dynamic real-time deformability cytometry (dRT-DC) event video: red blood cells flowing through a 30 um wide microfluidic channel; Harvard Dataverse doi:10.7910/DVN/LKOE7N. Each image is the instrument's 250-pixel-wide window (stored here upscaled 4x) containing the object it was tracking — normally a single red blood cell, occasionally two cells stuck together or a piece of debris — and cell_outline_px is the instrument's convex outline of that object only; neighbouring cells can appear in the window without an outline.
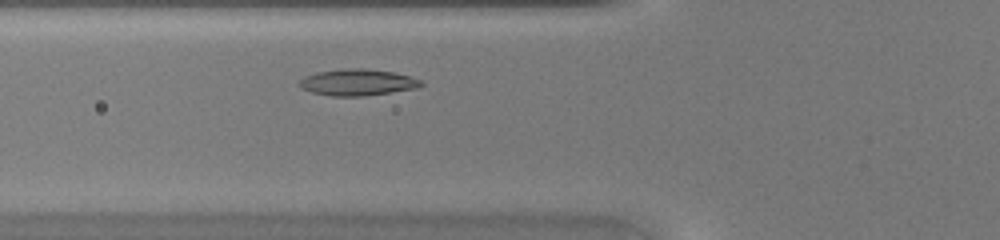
{"species": "common noctule bat (a hibernating species)", "species_latin": "Nyctalus noctula", "temperature_condition": "warm", "stored_images_in_passage": 27, "camera_frame_rate_fps": 3000, "um_per_image_px": 0.085, "animal": {"sex": "female", "body_mass_g": 20.0, "forearm_length_mm": 54.0}, "frame": {"image": 1, "passage_image": 5, "time_ms": 1.333, "image_size_px": [1000, 240], "cell_outline_px": [[424, 84], [416, 88], [364, 96], [332, 96], [312, 92], [300, 88], [296, 84], [304, 76], [316, 72], [344, 68], [364, 68], [392, 72], [408, 76], [420, 80]], "centroid_in_image_um": [30.32, 6.99], "position_along_channel_um": 95.5, "area_um2": 18.73}}
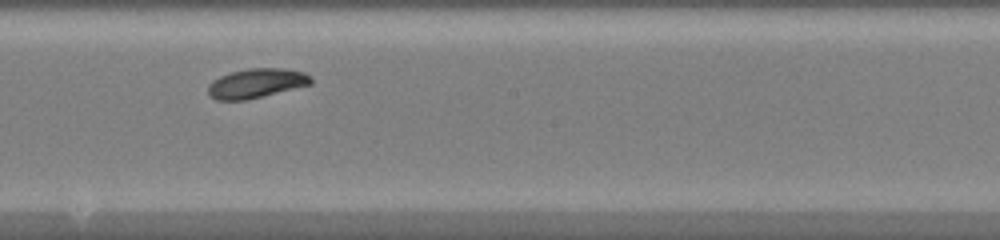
{"frame": {"image": 2, "passage_image": 14, "time_ms": 4.333, "image_size_px": [1000, 240], "cell_outline_px": [[312, 84], [248, 100], [216, 100], [208, 92], [208, 84], [212, 80], [220, 76], [232, 72], [248, 68], [284, 68], [304, 72], [312, 80]], "centroid_in_image_um": [21.78, 7.08], "position_along_channel_um": 226.4, "area_um2": 17.63}}
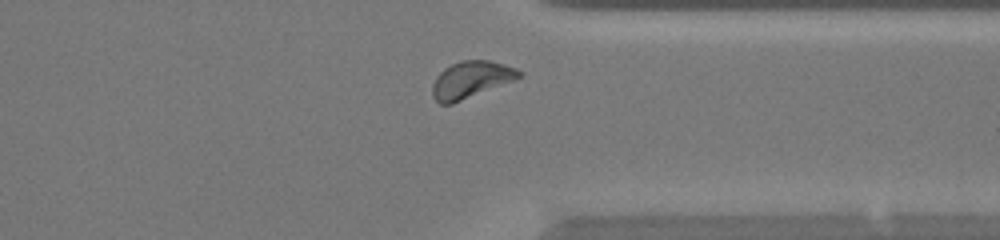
{"frame": {"image": 3, "passage_image": 24, "time_ms": 7.667, "image_size_px": [1000, 240], "cell_outline_px": [[524, 72], [520, 76], [512, 80], [452, 104], [440, 104], [432, 96], [432, 84], [436, 76], [444, 68], [460, 60], [488, 60], [504, 64], [516, 68]], "centroid_in_image_um": [39.99, 6.76], "position_along_channel_um": 371.4, "area_um2": 18.38}}